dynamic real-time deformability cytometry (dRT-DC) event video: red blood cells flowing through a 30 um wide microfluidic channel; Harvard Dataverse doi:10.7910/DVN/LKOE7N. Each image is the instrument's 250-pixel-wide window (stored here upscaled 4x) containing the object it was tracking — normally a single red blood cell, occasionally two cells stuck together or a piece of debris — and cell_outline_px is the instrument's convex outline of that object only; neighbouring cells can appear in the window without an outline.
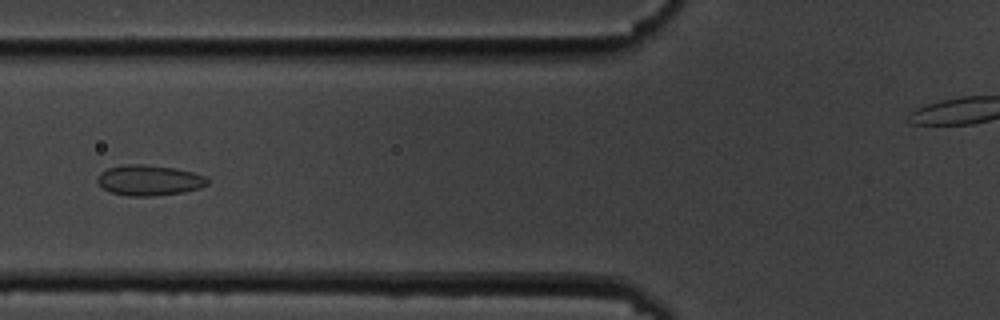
{"species": "common noctule bat (a hibernating species)", "species_latin": "Nyctalus noctula", "temperature_condition": "cold", "stored_images_in_passage": 7, "camera_frame_rate_fps": 3000, "um_per_image_px": 0.085, "animal": {"sex": "male", "body_mass_g": 19.5, "forearm_length_mm": 54.6}, "frame": {"image": 1, "passage_image": 6, "time_ms": 6.333, "image_size_px": [1000, 320], "cell_outline_px": [[208, 184], [200, 188], [184, 192], [152, 196], [128, 196], [112, 192], [104, 188], [96, 180], [96, 176], [100, 172], [108, 168], [124, 164], [144, 164], [176, 168], [192, 172], [204, 176], [208, 180]], "centroid_in_image_um": [12.67, 15.31], "position_along_channel_um": 113.1, "area_um2": 19.59}}
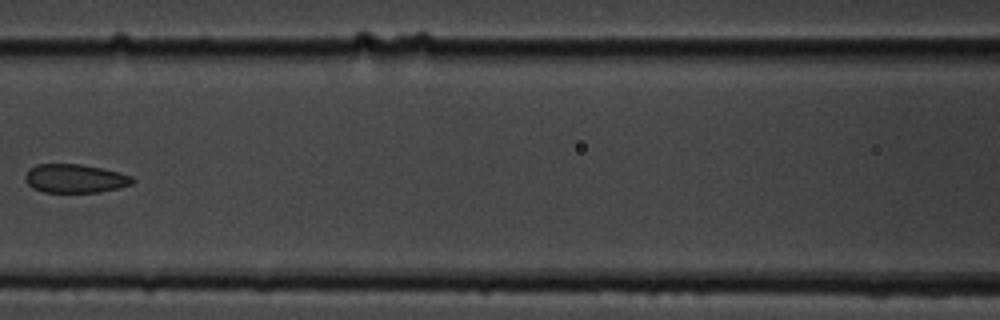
{"frame": {"image": 2, "passage_image": 7, "time_ms": 7.667, "image_size_px": [1000, 320], "cell_outline_px": [[136, 180], [132, 184], [120, 188], [100, 192], [44, 192], [32, 188], [24, 180], [24, 176], [28, 168], [36, 164], [80, 164], [120, 172], [132, 176]], "centroid_in_image_um": [6.37, 15.17], "position_along_channel_um": 160.2, "area_um2": 18.15}}